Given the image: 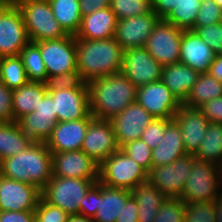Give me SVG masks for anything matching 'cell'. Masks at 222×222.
<instances>
[{
    "label": "cell",
    "mask_w": 222,
    "mask_h": 222,
    "mask_svg": "<svg viewBox=\"0 0 222 222\" xmlns=\"http://www.w3.org/2000/svg\"><path fill=\"white\" fill-rule=\"evenodd\" d=\"M75 42L77 70L86 83L121 71L124 50L115 38L84 40L75 37Z\"/></svg>",
    "instance_id": "1"
},
{
    "label": "cell",
    "mask_w": 222,
    "mask_h": 222,
    "mask_svg": "<svg viewBox=\"0 0 222 222\" xmlns=\"http://www.w3.org/2000/svg\"><path fill=\"white\" fill-rule=\"evenodd\" d=\"M87 84L90 113L94 118L110 120L136 101L137 88L121 72Z\"/></svg>",
    "instance_id": "2"
},
{
    "label": "cell",
    "mask_w": 222,
    "mask_h": 222,
    "mask_svg": "<svg viewBox=\"0 0 222 222\" xmlns=\"http://www.w3.org/2000/svg\"><path fill=\"white\" fill-rule=\"evenodd\" d=\"M0 174L42 190L53 176L52 152L46 143L32 142L22 152L2 160Z\"/></svg>",
    "instance_id": "3"
},
{
    "label": "cell",
    "mask_w": 222,
    "mask_h": 222,
    "mask_svg": "<svg viewBox=\"0 0 222 222\" xmlns=\"http://www.w3.org/2000/svg\"><path fill=\"white\" fill-rule=\"evenodd\" d=\"M13 1L21 11L30 41L40 42L43 40L60 39L67 35L55 19L48 1Z\"/></svg>",
    "instance_id": "4"
},
{
    "label": "cell",
    "mask_w": 222,
    "mask_h": 222,
    "mask_svg": "<svg viewBox=\"0 0 222 222\" xmlns=\"http://www.w3.org/2000/svg\"><path fill=\"white\" fill-rule=\"evenodd\" d=\"M221 194L222 168L211 162L194 159L180 198L184 202L214 201Z\"/></svg>",
    "instance_id": "5"
},
{
    "label": "cell",
    "mask_w": 222,
    "mask_h": 222,
    "mask_svg": "<svg viewBox=\"0 0 222 222\" xmlns=\"http://www.w3.org/2000/svg\"><path fill=\"white\" fill-rule=\"evenodd\" d=\"M147 179L148 172L120 149L98 166V182L112 188L131 190Z\"/></svg>",
    "instance_id": "6"
},
{
    "label": "cell",
    "mask_w": 222,
    "mask_h": 222,
    "mask_svg": "<svg viewBox=\"0 0 222 222\" xmlns=\"http://www.w3.org/2000/svg\"><path fill=\"white\" fill-rule=\"evenodd\" d=\"M97 181L52 176L41 190V197L68 215L79 214L82 198Z\"/></svg>",
    "instance_id": "7"
},
{
    "label": "cell",
    "mask_w": 222,
    "mask_h": 222,
    "mask_svg": "<svg viewBox=\"0 0 222 222\" xmlns=\"http://www.w3.org/2000/svg\"><path fill=\"white\" fill-rule=\"evenodd\" d=\"M23 16L13 0L0 2V58L19 56L29 42Z\"/></svg>",
    "instance_id": "8"
},
{
    "label": "cell",
    "mask_w": 222,
    "mask_h": 222,
    "mask_svg": "<svg viewBox=\"0 0 222 222\" xmlns=\"http://www.w3.org/2000/svg\"><path fill=\"white\" fill-rule=\"evenodd\" d=\"M194 159L192 154H187L169 165L152 167L147 180L167 198H180Z\"/></svg>",
    "instance_id": "9"
},
{
    "label": "cell",
    "mask_w": 222,
    "mask_h": 222,
    "mask_svg": "<svg viewBox=\"0 0 222 222\" xmlns=\"http://www.w3.org/2000/svg\"><path fill=\"white\" fill-rule=\"evenodd\" d=\"M182 32L165 19H159L144 47L162 66L175 64L180 62Z\"/></svg>",
    "instance_id": "10"
},
{
    "label": "cell",
    "mask_w": 222,
    "mask_h": 222,
    "mask_svg": "<svg viewBox=\"0 0 222 222\" xmlns=\"http://www.w3.org/2000/svg\"><path fill=\"white\" fill-rule=\"evenodd\" d=\"M47 70V77L77 70L75 35L35 42Z\"/></svg>",
    "instance_id": "11"
},
{
    "label": "cell",
    "mask_w": 222,
    "mask_h": 222,
    "mask_svg": "<svg viewBox=\"0 0 222 222\" xmlns=\"http://www.w3.org/2000/svg\"><path fill=\"white\" fill-rule=\"evenodd\" d=\"M163 66L145 49L124 51L121 73L136 87L161 80Z\"/></svg>",
    "instance_id": "12"
},
{
    "label": "cell",
    "mask_w": 222,
    "mask_h": 222,
    "mask_svg": "<svg viewBox=\"0 0 222 222\" xmlns=\"http://www.w3.org/2000/svg\"><path fill=\"white\" fill-rule=\"evenodd\" d=\"M136 102L156 119H173L182 104L161 80L137 88Z\"/></svg>",
    "instance_id": "13"
},
{
    "label": "cell",
    "mask_w": 222,
    "mask_h": 222,
    "mask_svg": "<svg viewBox=\"0 0 222 222\" xmlns=\"http://www.w3.org/2000/svg\"><path fill=\"white\" fill-rule=\"evenodd\" d=\"M119 149L112 123L93 118L89 122L81 150L99 165Z\"/></svg>",
    "instance_id": "14"
},
{
    "label": "cell",
    "mask_w": 222,
    "mask_h": 222,
    "mask_svg": "<svg viewBox=\"0 0 222 222\" xmlns=\"http://www.w3.org/2000/svg\"><path fill=\"white\" fill-rule=\"evenodd\" d=\"M41 190L0 174V211H35Z\"/></svg>",
    "instance_id": "15"
},
{
    "label": "cell",
    "mask_w": 222,
    "mask_h": 222,
    "mask_svg": "<svg viewBox=\"0 0 222 222\" xmlns=\"http://www.w3.org/2000/svg\"><path fill=\"white\" fill-rule=\"evenodd\" d=\"M98 163L84 151L52 152L53 176L98 180Z\"/></svg>",
    "instance_id": "16"
},
{
    "label": "cell",
    "mask_w": 222,
    "mask_h": 222,
    "mask_svg": "<svg viewBox=\"0 0 222 222\" xmlns=\"http://www.w3.org/2000/svg\"><path fill=\"white\" fill-rule=\"evenodd\" d=\"M154 117L136 101L128 105L121 113L113 116L112 123L119 147L127 142L140 139L145 128Z\"/></svg>",
    "instance_id": "17"
},
{
    "label": "cell",
    "mask_w": 222,
    "mask_h": 222,
    "mask_svg": "<svg viewBox=\"0 0 222 222\" xmlns=\"http://www.w3.org/2000/svg\"><path fill=\"white\" fill-rule=\"evenodd\" d=\"M159 19L152 10L145 15L118 20L114 38L124 51L144 47Z\"/></svg>",
    "instance_id": "18"
},
{
    "label": "cell",
    "mask_w": 222,
    "mask_h": 222,
    "mask_svg": "<svg viewBox=\"0 0 222 222\" xmlns=\"http://www.w3.org/2000/svg\"><path fill=\"white\" fill-rule=\"evenodd\" d=\"M54 99L58 122L86 118L90 114L89 88L85 82L79 89L48 92Z\"/></svg>",
    "instance_id": "19"
},
{
    "label": "cell",
    "mask_w": 222,
    "mask_h": 222,
    "mask_svg": "<svg viewBox=\"0 0 222 222\" xmlns=\"http://www.w3.org/2000/svg\"><path fill=\"white\" fill-rule=\"evenodd\" d=\"M94 117L91 113L83 119L57 122L50 137L45 142L51 152L81 150L89 122Z\"/></svg>",
    "instance_id": "20"
},
{
    "label": "cell",
    "mask_w": 222,
    "mask_h": 222,
    "mask_svg": "<svg viewBox=\"0 0 222 222\" xmlns=\"http://www.w3.org/2000/svg\"><path fill=\"white\" fill-rule=\"evenodd\" d=\"M173 119L180 127L186 152L193 155L203 141L210 122L199 107H190L183 103Z\"/></svg>",
    "instance_id": "21"
},
{
    "label": "cell",
    "mask_w": 222,
    "mask_h": 222,
    "mask_svg": "<svg viewBox=\"0 0 222 222\" xmlns=\"http://www.w3.org/2000/svg\"><path fill=\"white\" fill-rule=\"evenodd\" d=\"M202 0H152V9L160 19L181 30H193Z\"/></svg>",
    "instance_id": "22"
},
{
    "label": "cell",
    "mask_w": 222,
    "mask_h": 222,
    "mask_svg": "<svg viewBox=\"0 0 222 222\" xmlns=\"http://www.w3.org/2000/svg\"><path fill=\"white\" fill-rule=\"evenodd\" d=\"M216 53L193 30H183L180 44V62L199 73H207Z\"/></svg>",
    "instance_id": "23"
},
{
    "label": "cell",
    "mask_w": 222,
    "mask_h": 222,
    "mask_svg": "<svg viewBox=\"0 0 222 222\" xmlns=\"http://www.w3.org/2000/svg\"><path fill=\"white\" fill-rule=\"evenodd\" d=\"M117 17L110 7L82 16L81 26L75 37L84 40L114 38Z\"/></svg>",
    "instance_id": "24"
},
{
    "label": "cell",
    "mask_w": 222,
    "mask_h": 222,
    "mask_svg": "<svg viewBox=\"0 0 222 222\" xmlns=\"http://www.w3.org/2000/svg\"><path fill=\"white\" fill-rule=\"evenodd\" d=\"M163 136L159 145L152 149V167L169 165L188 154L180 127L174 119L165 126Z\"/></svg>",
    "instance_id": "25"
},
{
    "label": "cell",
    "mask_w": 222,
    "mask_h": 222,
    "mask_svg": "<svg viewBox=\"0 0 222 222\" xmlns=\"http://www.w3.org/2000/svg\"><path fill=\"white\" fill-rule=\"evenodd\" d=\"M199 74L190 66L177 62L163 66L161 81L183 103L196 83Z\"/></svg>",
    "instance_id": "26"
},
{
    "label": "cell",
    "mask_w": 222,
    "mask_h": 222,
    "mask_svg": "<svg viewBox=\"0 0 222 222\" xmlns=\"http://www.w3.org/2000/svg\"><path fill=\"white\" fill-rule=\"evenodd\" d=\"M130 196V190L112 188L98 182V210L93 222H116Z\"/></svg>",
    "instance_id": "27"
},
{
    "label": "cell",
    "mask_w": 222,
    "mask_h": 222,
    "mask_svg": "<svg viewBox=\"0 0 222 222\" xmlns=\"http://www.w3.org/2000/svg\"><path fill=\"white\" fill-rule=\"evenodd\" d=\"M130 194L137 202L139 222H154L159 208L167 199L148 180L136 184L130 190Z\"/></svg>",
    "instance_id": "28"
},
{
    "label": "cell",
    "mask_w": 222,
    "mask_h": 222,
    "mask_svg": "<svg viewBox=\"0 0 222 222\" xmlns=\"http://www.w3.org/2000/svg\"><path fill=\"white\" fill-rule=\"evenodd\" d=\"M47 93L43 82L29 81L19 89L12 90L13 121L31 113Z\"/></svg>",
    "instance_id": "29"
},
{
    "label": "cell",
    "mask_w": 222,
    "mask_h": 222,
    "mask_svg": "<svg viewBox=\"0 0 222 222\" xmlns=\"http://www.w3.org/2000/svg\"><path fill=\"white\" fill-rule=\"evenodd\" d=\"M32 141L16 121L0 122V162L22 152Z\"/></svg>",
    "instance_id": "30"
},
{
    "label": "cell",
    "mask_w": 222,
    "mask_h": 222,
    "mask_svg": "<svg viewBox=\"0 0 222 222\" xmlns=\"http://www.w3.org/2000/svg\"><path fill=\"white\" fill-rule=\"evenodd\" d=\"M193 157L222 168V124L209 123L205 137Z\"/></svg>",
    "instance_id": "31"
},
{
    "label": "cell",
    "mask_w": 222,
    "mask_h": 222,
    "mask_svg": "<svg viewBox=\"0 0 222 222\" xmlns=\"http://www.w3.org/2000/svg\"><path fill=\"white\" fill-rule=\"evenodd\" d=\"M49 4L55 19L64 31L76 35L82 19L79 0H50Z\"/></svg>",
    "instance_id": "32"
},
{
    "label": "cell",
    "mask_w": 222,
    "mask_h": 222,
    "mask_svg": "<svg viewBox=\"0 0 222 222\" xmlns=\"http://www.w3.org/2000/svg\"><path fill=\"white\" fill-rule=\"evenodd\" d=\"M222 96V82L208 73H200L198 79L183 104L201 107L204 103Z\"/></svg>",
    "instance_id": "33"
},
{
    "label": "cell",
    "mask_w": 222,
    "mask_h": 222,
    "mask_svg": "<svg viewBox=\"0 0 222 222\" xmlns=\"http://www.w3.org/2000/svg\"><path fill=\"white\" fill-rule=\"evenodd\" d=\"M17 122L32 142L45 143L58 121L57 117L34 116L33 111L21 117Z\"/></svg>",
    "instance_id": "34"
},
{
    "label": "cell",
    "mask_w": 222,
    "mask_h": 222,
    "mask_svg": "<svg viewBox=\"0 0 222 222\" xmlns=\"http://www.w3.org/2000/svg\"><path fill=\"white\" fill-rule=\"evenodd\" d=\"M0 81L10 90H16L29 82L20 56L0 58Z\"/></svg>",
    "instance_id": "35"
},
{
    "label": "cell",
    "mask_w": 222,
    "mask_h": 222,
    "mask_svg": "<svg viewBox=\"0 0 222 222\" xmlns=\"http://www.w3.org/2000/svg\"><path fill=\"white\" fill-rule=\"evenodd\" d=\"M29 81L44 82L47 70L41 57L40 48L35 42L29 41L19 54Z\"/></svg>",
    "instance_id": "36"
},
{
    "label": "cell",
    "mask_w": 222,
    "mask_h": 222,
    "mask_svg": "<svg viewBox=\"0 0 222 222\" xmlns=\"http://www.w3.org/2000/svg\"><path fill=\"white\" fill-rule=\"evenodd\" d=\"M110 8L118 20L150 13L152 0H110Z\"/></svg>",
    "instance_id": "37"
},
{
    "label": "cell",
    "mask_w": 222,
    "mask_h": 222,
    "mask_svg": "<svg viewBox=\"0 0 222 222\" xmlns=\"http://www.w3.org/2000/svg\"><path fill=\"white\" fill-rule=\"evenodd\" d=\"M184 222H216L215 200L185 202Z\"/></svg>",
    "instance_id": "38"
},
{
    "label": "cell",
    "mask_w": 222,
    "mask_h": 222,
    "mask_svg": "<svg viewBox=\"0 0 222 222\" xmlns=\"http://www.w3.org/2000/svg\"><path fill=\"white\" fill-rule=\"evenodd\" d=\"M128 157L143 167L147 172L152 169V148L141 139L130 141L120 147Z\"/></svg>",
    "instance_id": "39"
},
{
    "label": "cell",
    "mask_w": 222,
    "mask_h": 222,
    "mask_svg": "<svg viewBox=\"0 0 222 222\" xmlns=\"http://www.w3.org/2000/svg\"><path fill=\"white\" fill-rule=\"evenodd\" d=\"M47 92L63 89H79L85 81L78 70L61 75H52L43 82Z\"/></svg>",
    "instance_id": "40"
},
{
    "label": "cell",
    "mask_w": 222,
    "mask_h": 222,
    "mask_svg": "<svg viewBox=\"0 0 222 222\" xmlns=\"http://www.w3.org/2000/svg\"><path fill=\"white\" fill-rule=\"evenodd\" d=\"M184 217L185 202L181 198H167L154 222H184Z\"/></svg>",
    "instance_id": "41"
},
{
    "label": "cell",
    "mask_w": 222,
    "mask_h": 222,
    "mask_svg": "<svg viewBox=\"0 0 222 222\" xmlns=\"http://www.w3.org/2000/svg\"><path fill=\"white\" fill-rule=\"evenodd\" d=\"M33 222H67L68 214L61 208L39 199Z\"/></svg>",
    "instance_id": "42"
},
{
    "label": "cell",
    "mask_w": 222,
    "mask_h": 222,
    "mask_svg": "<svg viewBox=\"0 0 222 222\" xmlns=\"http://www.w3.org/2000/svg\"><path fill=\"white\" fill-rule=\"evenodd\" d=\"M193 31H195L216 54L222 53V24L220 22L208 26L194 27Z\"/></svg>",
    "instance_id": "43"
},
{
    "label": "cell",
    "mask_w": 222,
    "mask_h": 222,
    "mask_svg": "<svg viewBox=\"0 0 222 222\" xmlns=\"http://www.w3.org/2000/svg\"><path fill=\"white\" fill-rule=\"evenodd\" d=\"M222 8L214 0H202L194 27L208 26L219 23Z\"/></svg>",
    "instance_id": "44"
},
{
    "label": "cell",
    "mask_w": 222,
    "mask_h": 222,
    "mask_svg": "<svg viewBox=\"0 0 222 222\" xmlns=\"http://www.w3.org/2000/svg\"><path fill=\"white\" fill-rule=\"evenodd\" d=\"M171 120L172 119L154 118L153 121L145 128L140 139L152 149L155 148L162 141L164 137L163 134L165 131V126Z\"/></svg>",
    "instance_id": "45"
},
{
    "label": "cell",
    "mask_w": 222,
    "mask_h": 222,
    "mask_svg": "<svg viewBox=\"0 0 222 222\" xmlns=\"http://www.w3.org/2000/svg\"><path fill=\"white\" fill-rule=\"evenodd\" d=\"M98 210V181L88 190L81 200L79 214L94 218Z\"/></svg>",
    "instance_id": "46"
},
{
    "label": "cell",
    "mask_w": 222,
    "mask_h": 222,
    "mask_svg": "<svg viewBox=\"0 0 222 222\" xmlns=\"http://www.w3.org/2000/svg\"><path fill=\"white\" fill-rule=\"evenodd\" d=\"M13 121L12 90L0 81V122Z\"/></svg>",
    "instance_id": "47"
},
{
    "label": "cell",
    "mask_w": 222,
    "mask_h": 222,
    "mask_svg": "<svg viewBox=\"0 0 222 222\" xmlns=\"http://www.w3.org/2000/svg\"><path fill=\"white\" fill-rule=\"evenodd\" d=\"M200 109L210 123L222 124V96L204 103Z\"/></svg>",
    "instance_id": "48"
},
{
    "label": "cell",
    "mask_w": 222,
    "mask_h": 222,
    "mask_svg": "<svg viewBox=\"0 0 222 222\" xmlns=\"http://www.w3.org/2000/svg\"><path fill=\"white\" fill-rule=\"evenodd\" d=\"M116 222H139L137 202L132 196L127 199L119 217L116 219Z\"/></svg>",
    "instance_id": "49"
},
{
    "label": "cell",
    "mask_w": 222,
    "mask_h": 222,
    "mask_svg": "<svg viewBox=\"0 0 222 222\" xmlns=\"http://www.w3.org/2000/svg\"><path fill=\"white\" fill-rule=\"evenodd\" d=\"M35 211H0V222H33Z\"/></svg>",
    "instance_id": "50"
},
{
    "label": "cell",
    "mask_w": 222,
    "mask_h": 222,
    "mask_svg": "<svg viewBox=\"0 0 222 222\" xmlns=\"http://www.w3.org/2000/svg\"><path fill=\"white\" fill-rule=\"evenodd\" d=\"M34 116L57 117L54 107V99L48 92L44 95L39 105L34 109Z\"/></svg>",
    "instance_id": "51"
},
{
    "label": "cell",
    "mask_w": 222,
    "mask_h": 222,
    "mask_svg": "<svg viewBox=\"0 0 222 222\" xmlns=\"http://www.w3.org/2000/svg\"><path fill=\"white\" fill-rule=\"evenodd\" d=\"M107 7H110V0H79V8L82 16Z\"/></svg>",
    "instance_id": "52"
},
{
    "label": "cell",
    "mask_w": 222,
    "mask_h": 222,
    "mask_svg": "<svg viewBox=\"0 0 222 222\" xmlns=\"http://www.w3.org/2000/svg\"><path fill=\"white\" fill-rule=\"evenodd\" d=\"M207 73L215 80L222 82V55L217 54L215 60L209 66Z\"/></svg>",
    "instance_id": "53"
},
{
    "label": "cell",
    "mask_w": 222,
    "mask_h": 222,
    "mask_svg": "<svg viewBox=\"0 0 222 222\" xmlns=\"http://www.w3.org/2000/svg\"><path fill=\"white\" fill-rule=\"evenodd\" d=\"M216 222H222V194L215 199Z\"/></svg>",
    "instance_id": "54"
},
{
    "label": "cell",
    "mask_w": 222,
    "mask_h": 222,
    "mask_svg": "<svg viewBox=\"0 0 222 222\" xmlns=\"http://www.w3.org/2000/svg\"><path fill=\"white\" fill-rule=\"evenodd\" d=\"M67 222H93V219L81 214L69 215Z\"/></svg>",
    "instance_id": "55"
},
{
    "label": "cell",
    "mask_w": 222,
    "mask_h": 222,
    "mask_svg": "<svg viewBox=\"0 0 222 222\" xmlns=\"http://www.w3.org/2000/svg\"><path fill=\"white\" fill-rule=\"evenodd\" d=\"M222 8V0H214Z\"/></svg>",
    "instance_id": "56"
}]
</instances>
